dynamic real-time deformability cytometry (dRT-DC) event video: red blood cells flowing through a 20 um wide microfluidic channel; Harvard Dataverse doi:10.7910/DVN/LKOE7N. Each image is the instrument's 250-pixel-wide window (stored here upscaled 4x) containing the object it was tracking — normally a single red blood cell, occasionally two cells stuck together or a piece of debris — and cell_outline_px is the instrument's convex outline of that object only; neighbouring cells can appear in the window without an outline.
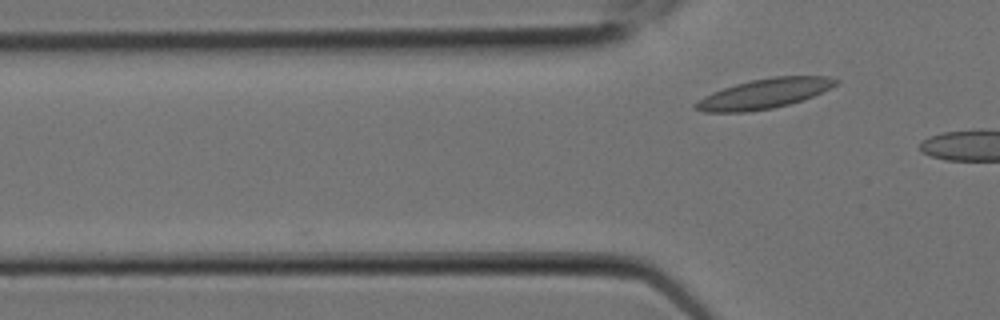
{"species": "Egyptian fruit bat (a non-hibernating species)", "species_latin": "Rousettus aegyptiacus", "temperature_condition": "room temperature", "stored_images_in_passage": 5, "camera_frame_rate_fps": 3000, "um_per_image_px": 0.085, "animal": {"sex": "female"}, "frame": {"image": 1, "passage_image": 5, "time_ms": 1.333, "image_size_px": [1000, 320], "cell_outline_px": [[840, 80], [836, 84], [812, 96], [788, 104], [772, 108], [748, 112], [704, 112], [692, 108], [692, 104], [704, 96], [712, 92], [736, 84], [752, 80], [772, 76], [828, 76]], "centroid_in_image_um": [64.9, 7.96], "position_along_channel_um": 60.9, "area_um2": 24.16}}